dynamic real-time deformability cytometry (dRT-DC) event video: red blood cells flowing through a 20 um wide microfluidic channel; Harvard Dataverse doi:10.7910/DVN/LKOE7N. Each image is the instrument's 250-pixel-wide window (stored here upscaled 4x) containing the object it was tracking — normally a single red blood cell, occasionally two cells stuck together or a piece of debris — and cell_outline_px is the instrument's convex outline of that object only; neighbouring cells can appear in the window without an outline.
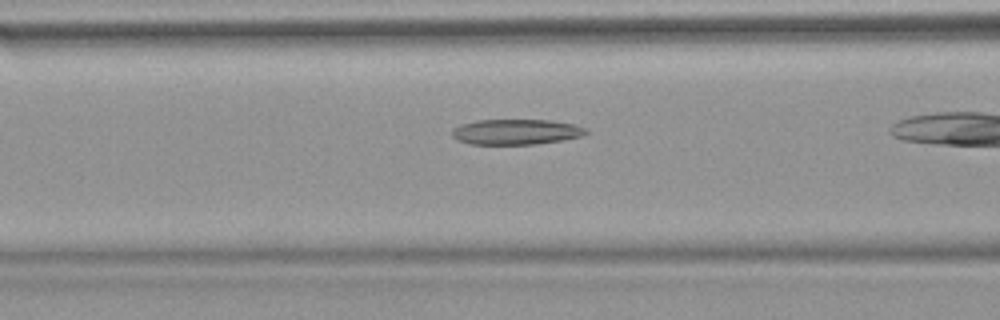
{"species": "common noctule bat (a hibernating species)", "species_latin": "Nyctalus noctula", "temperature_condition": "warm", "stored_images_in_passage": 36, "camera_frame_rate_fps": 3000, "um_per_image_px": 0.085, "animal": {"sex": "female", "body_mass_g": 18.4}, "frame": {"image": 1, "passage_image": 16, "time_ms": 5.0, "image_size_px": [1000, 320], "cell_outline_px": [[588, 132], [584, 136], [536, 144], [468, 144], [456, 140], [452, 136], [452, 128], [460, 124], [476, 120], [548, 120], [572, 124], [588, 128]], "centroid_in_image_um": [43.83, 11.21], "position_along_channel_um": 122.8, "area_um2": 19.94}}